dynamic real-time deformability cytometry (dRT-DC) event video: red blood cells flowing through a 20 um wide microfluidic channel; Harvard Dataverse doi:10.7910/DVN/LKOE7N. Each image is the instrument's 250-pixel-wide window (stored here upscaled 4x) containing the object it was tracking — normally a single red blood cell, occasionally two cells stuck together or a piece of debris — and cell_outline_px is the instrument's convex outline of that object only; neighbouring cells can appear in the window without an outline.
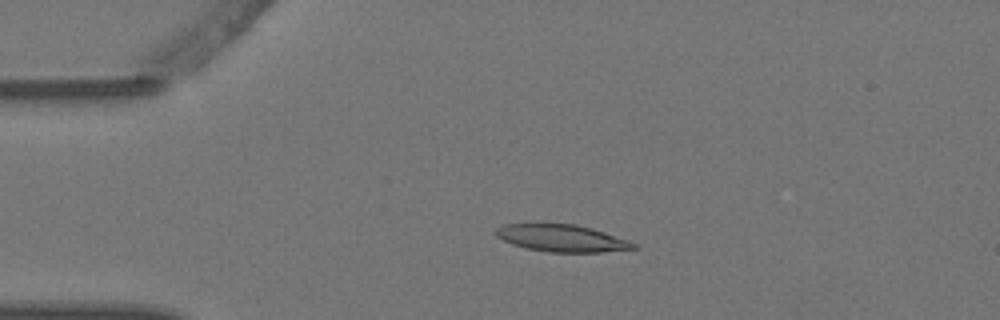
{"species": "Egyptian fruit bat (a non-hibernating species)", "species_latin": "Rousettus aegyptiacus", "temperature_condition": "warm", "stored_images_in_passage": 4, "camera_frame_rate_fps": 3000, "um_per_image_px": 0.085, "animal": {"sex": "female"}, "frame": {"image": 1, "passage_image": 3, "time_ms": 0.667, "image_size_px": [1000, 320], "cell_outline_px": [[640, 248], [600, 252], [548, 252], [528, 248], [512, 244], [496, 236], [492, 232], [496, 228], [504, 224], [540, 220], [576, 224], [592, 228], [640, 244]], "centroid_in_image_um": [47.7, 20.19], "position_along_channel_um": 37.3, "area_um2": 22.83}}